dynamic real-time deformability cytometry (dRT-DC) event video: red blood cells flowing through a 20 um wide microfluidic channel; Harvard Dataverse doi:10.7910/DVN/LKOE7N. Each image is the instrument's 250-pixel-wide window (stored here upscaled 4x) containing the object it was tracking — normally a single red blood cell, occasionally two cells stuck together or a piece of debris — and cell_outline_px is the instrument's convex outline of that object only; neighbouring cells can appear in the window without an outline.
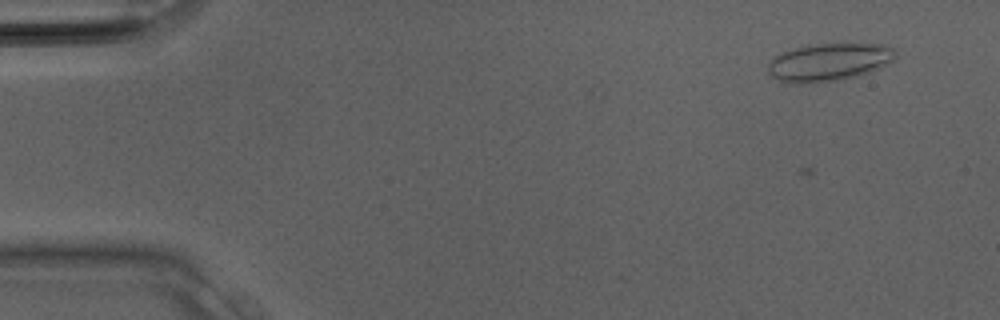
{"species": "Egyptian fruit bat (a non-hibernating species)", "species_latin": "Rousettus aegyptiacus", "temperature_condition": "room temperature", "stored_images_in_passage": 28, "camera_frame_rate_fps": 3000, "um_per_image_px": 0.085, "animal": {"sex": "male"}, "frame": {"image": 1, "passage_image": 3, "time_ms": 0.667, "image_size_px": [1000, 320], "cell_outline_px": [[896, 56], [888, 64], [872, 72], [836, 80], [804, 84], [788, 84], [772, 76], [768, 72], [768, 64], [776, 56], [784, 52], [808, 44], [884, 44], [892, 48]], "centroid_in_image_um": [70.46, 5.29], "position_along_channel_um": 14.5, "area_um2": 27.92}}
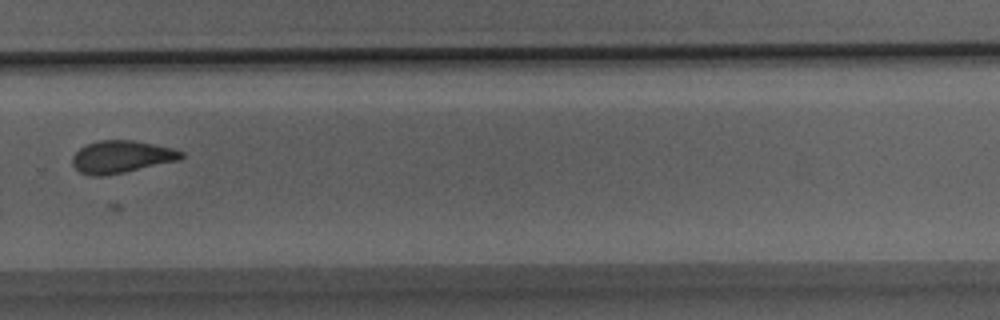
{"frame": {"image": 2, "passage_image": 22, "time_ms": 7.0, "image_size_px": [1000, 320], "cell_outline_px": [[184, 156], [180, 160], [124, 172], [104, 176], [92, 176], [80, 172], [72, 164], [72, 156], [84, 144], [100, 140], [132, 140], [172, 148], [184, 152]], "centroid_in_image_um": [10.31, 13.33], "position_along_channel_um": 319.5, "area_um2": 20.52}}
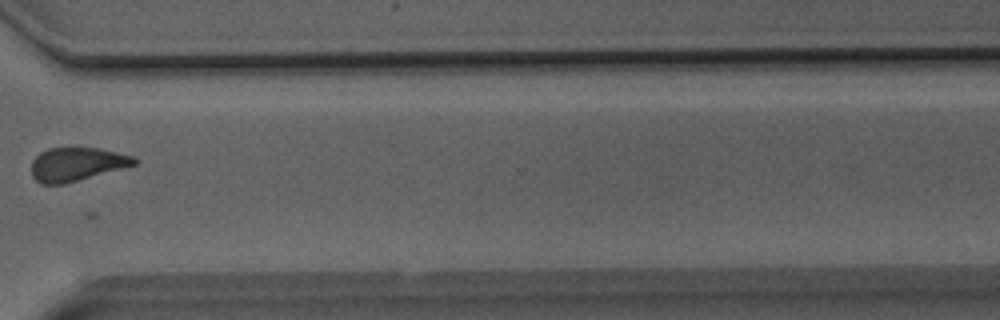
{"frame": {"image": 3, "passage_image": 24, "time_ms": 7.667, "image_size_px": [1000, 320], "cell_outline_px": [[140, 160], [136, 164], [64, 184], [40, 184], [32, 176], [32, 160], [40, 152], [48, 148], [100, 148], [132, 156]], "centroid_in_image_um": [6.5, 13.95], "position_along_channel_um": 364.1, "area_um2": 19.94}}